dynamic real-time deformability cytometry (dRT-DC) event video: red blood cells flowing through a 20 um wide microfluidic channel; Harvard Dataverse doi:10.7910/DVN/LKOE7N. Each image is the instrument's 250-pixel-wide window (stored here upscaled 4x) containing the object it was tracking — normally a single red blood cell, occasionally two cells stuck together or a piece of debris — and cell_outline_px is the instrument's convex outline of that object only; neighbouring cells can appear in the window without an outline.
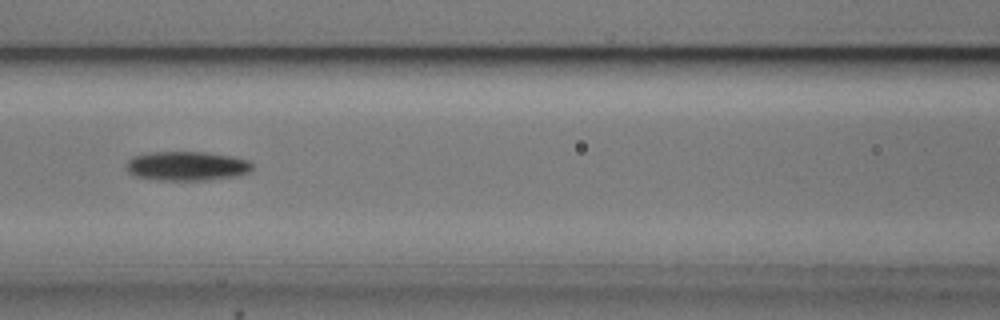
{"species": "common noctule bat (a hibernating species)", "species_latin": "Nyctalus noctula", "temperature_condition": "cold", "stored_images_in_passage": 8, "camera_frame_rate_fps": 3000, "um_per_image_px": 0.085, "animal": {"sex": "male", "body_mass_g": 20.5, "forearm_length_mm": 52.5}, "frame": {"image": 1, "passage_image": 7, "time_ms": 7.667, "image_size_px": [1000, 320], "cell_outline_px": [[252, 168], [248, 172], [236, 176], [208, 180], [160, 180], [136, 176], [128, 172], [128, 160], [132, 156], [152, 152], [204, 152], [232, 156], [248, 160], [252, 164]], "centroid_in_image_um": [15.89, 14.11], "position_along_channel_um": 150.7, "area_um2": 21.33}}
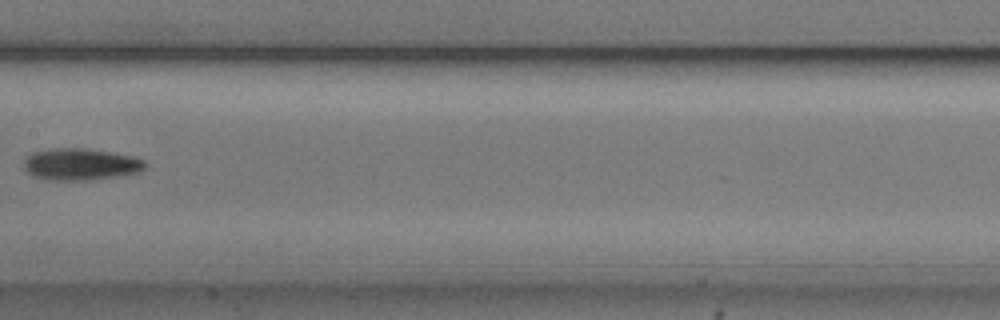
{"frame": {"image": 2, "passage_image": 8, "time_ms": 9.0, "image_size_px": [1000, 320], "cell_outline_px": [[148, 164], [140, 172], [84, 180], [48, 180], [32, 176], [24, 168], [24, 160], [32, 152], [48, 148], [84, 148], [112, 152], [132, 156], [144, 160]], "centroid_in_image_um": [6.82, 13.95], "position_along_channel_um": 200.6, "area_um2": 22.43}}